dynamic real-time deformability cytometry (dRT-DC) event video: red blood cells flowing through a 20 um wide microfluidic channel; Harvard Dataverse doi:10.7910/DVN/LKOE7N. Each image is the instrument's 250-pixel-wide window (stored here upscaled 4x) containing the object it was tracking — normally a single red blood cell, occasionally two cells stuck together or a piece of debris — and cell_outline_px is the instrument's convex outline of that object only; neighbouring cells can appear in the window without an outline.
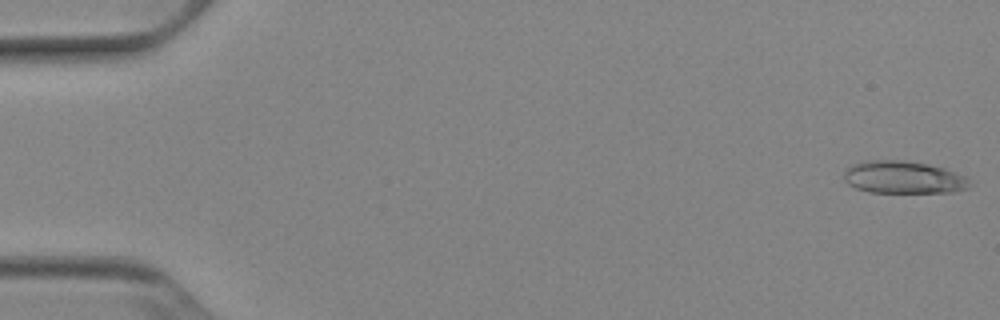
{"species": "Egyptian fruit bat (a non-hibernating species)", "species_latin": "Rousettus aegyptiacus", "temperature_condition": "cold", "stored_images_in_passage": 52, "camera_frame_rate_fps": 3000, "um_per_image_px": 0.085, "animal": {"sex": "female"}, "frame": {"image": 1, "passage_image": 1, "time_ms": 0.0, "image_size_px": [1000, 320], "cell_outline_px": [[972, 184], [968, 188], [952, 192], [868, 192], [856, 188], [848, 184], [844, 180], [844, 172], [852, 164], [868, 160], [904, 160], [928, 164], [944, 168], [964, 176]], "centroid_in_image_um": [76.77, 15.07], "position_along_channel_um": 8.2, "area_um2": 23.76}}
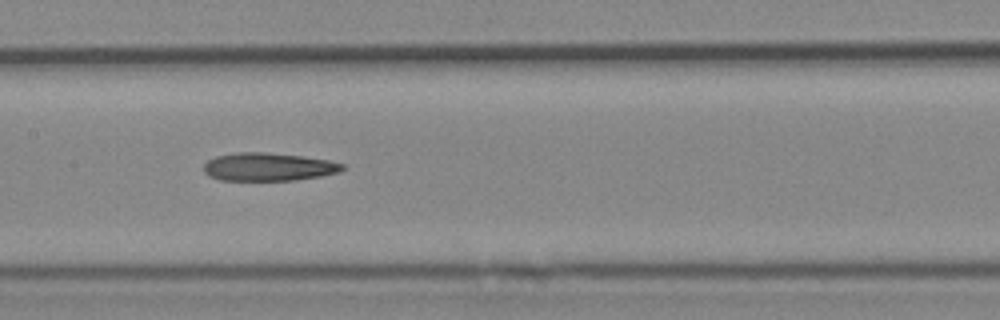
{"frame": {"image": 2, "passage_image": 26, "time_ms": 8.333, "image_size_px": [1000, 320], "cell_outline_px": [[344, 168], [340, 172], [320, 176], [296, 180], [220, 180], [208, 176], [204, 172], [204, 164], [208, 160], [216, 156], [236, 152], [264, 152], [304, 156], [328, 160], [344, 164]], "centroid_in_image_um": [22.8, 14.18], "position_along_channel_um": 184.6, "area_um2": 22.77}}
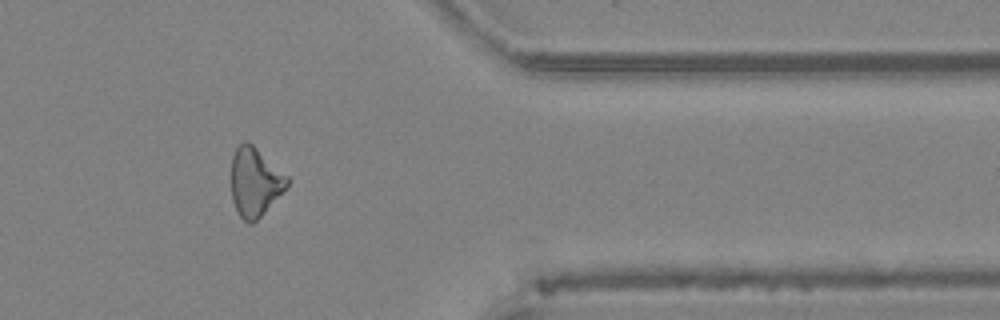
{"frame": {"image": 3, "passage_image": 43, "time_ms": 14.0, "image_size_px": [1000, 320], "cell_outline_px": [[288, 184], [264, 212], [252, 224], [248, 224], [240, 216], [232, 200], [232, 156], [236, 148], [244, 140], [252, 144], [288, 176]], "centroid_in_image_um": [21.65, 15.46], "position_along_channel_um": 389.8, "area_um2": 21.91}}